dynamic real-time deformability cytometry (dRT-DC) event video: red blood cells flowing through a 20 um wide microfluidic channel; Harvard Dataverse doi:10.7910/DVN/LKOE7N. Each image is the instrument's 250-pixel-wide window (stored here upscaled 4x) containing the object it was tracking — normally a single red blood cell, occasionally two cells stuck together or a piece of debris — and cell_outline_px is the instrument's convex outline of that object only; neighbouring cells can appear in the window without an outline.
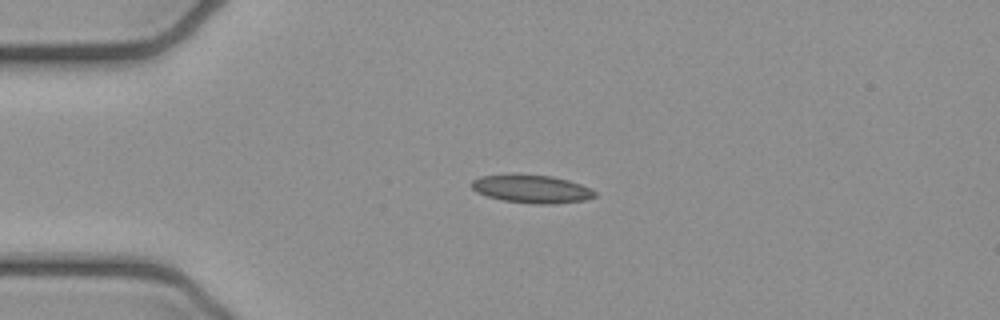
{"species": "common noctule bat (a hibernating species)", "species_latin": "Nyctalus noctula", "temperature_condition": "cold", "stored_images_in_passage": 3, "camera_frame_rate_fps": 3000, "um_per_image_px": 0.085, "animal": {"sex": "female", "body_mass_g": 21.9}, "frame": {"image": 1, "passage_image": 2, "time_ms": 0.333, "image_size_px": [1000, 320], "cell_outline_px": [[596, 196], [584, 200], [556, 204], [536, 204], [504, 200], [488, 196], [476, 192], [472, 188], [472, 180], [480, 176], [552, 176], [568, 180], [580, 184], [596, 192]], "centroid_in_image_um": [45.23, 16.09], "position_along_channel_um": 39.8, "area_um2": 19.48}}